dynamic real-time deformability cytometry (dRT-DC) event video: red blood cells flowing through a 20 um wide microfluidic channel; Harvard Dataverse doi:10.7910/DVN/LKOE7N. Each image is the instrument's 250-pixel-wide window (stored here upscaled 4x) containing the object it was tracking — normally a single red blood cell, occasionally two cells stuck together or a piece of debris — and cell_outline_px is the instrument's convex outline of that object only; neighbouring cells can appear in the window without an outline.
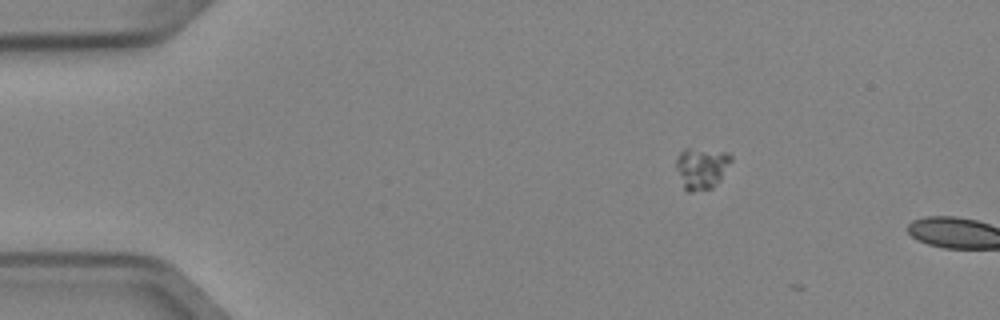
{"species": "Egyptian fruit bat (a non-hibernating species)", "species_latin": "Rousettus aegyptiacus", "temperature_condition": "cold", "stored_images_in_passage": 2, "camera_frame_rate_fps": 3000, "um_per_image_px": 0.085, "animal": {"sex": "female"}, "frame": {"image": 1, "passage_image": 1, "time_ms": 0.0, "image_size_px": [1000, 320], "cell_outline_px": [[732, 160], [720, 180], [712, 188], [692, 192], [688, 192], [684, 188], [676, 168], [676, 160], [680, 152], [684, 148], [688, 148], [728, 152], [732, 156]], "centroid_in_image_um": [59.63, 14.29], "position_along_channel_um": 25.4, "area_um2": 13.24}}